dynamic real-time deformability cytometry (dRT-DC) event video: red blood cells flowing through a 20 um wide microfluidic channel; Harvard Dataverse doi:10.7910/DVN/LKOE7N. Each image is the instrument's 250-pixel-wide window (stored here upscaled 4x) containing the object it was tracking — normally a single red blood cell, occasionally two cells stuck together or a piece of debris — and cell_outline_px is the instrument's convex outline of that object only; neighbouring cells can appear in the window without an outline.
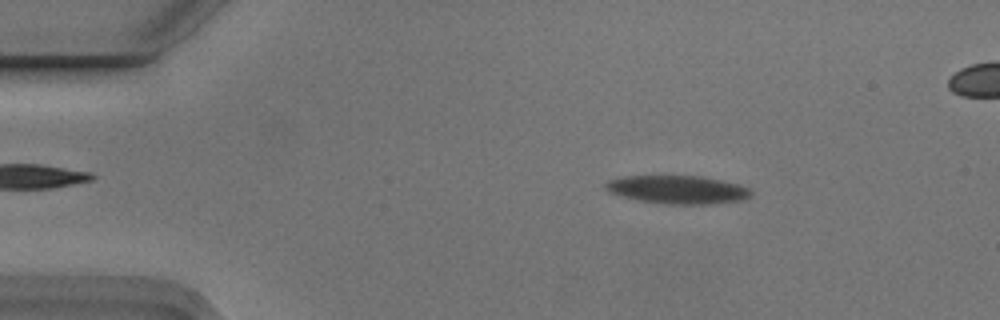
{"species": "Egyptian fruit bat (a non-hibernating species)", "species_latin": "Rousettus aegyptiacus", "temperature_condition": "cold", "stored_images_in_passage": 4, "camera_frame_rate_fps": 3000, "um_per_image_px": 0.085, "animal": {"sex": "male"}, "frame": {"image": 1, "passage_image": 1, "time_ms": 0.0, "image_size_px": [1000, 320], "cell_outline_px": [[752, 192], [748, 196], [740, 200], [704, 204], [668, 204], [640, 200], [620, 196], [608, 192], [604, 188], [604, 184], [608, 180], [620, 176], [700, 176], [720, 180], [736, 184], [748, 188]], "centroid_in_image_um": [57.5, 16.11], "position_along_channel_um": 27.5, "area_um2": 23.64}}
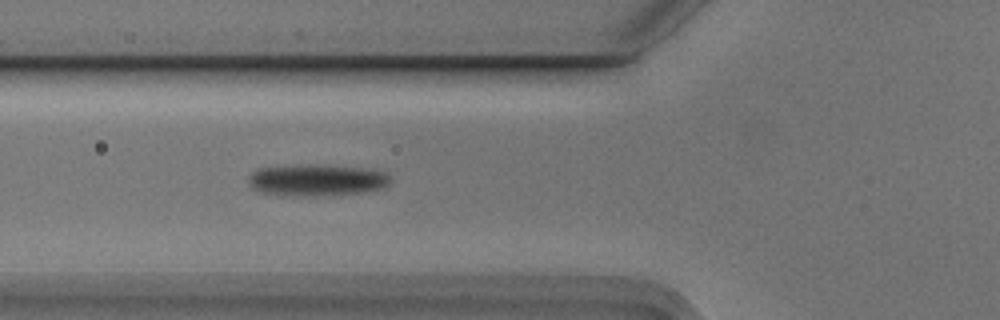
{"frame": {"image": 2, "passage_image": 4, "time_ms": 1.0, "image_size_px": [1000, 320], "cell_outline_px": [[392, 180], [384, 188], [368, 192], [316, 196], [304, 196], [260, 192], [252, 188], [248, 184], [248, 176], [256, 168], [312, 164], [324, 164], [360, 168], [388, 172]], "centroid_in_image_um": [26.96, 15.3], "position_along_channel_um": 98.8, "area_um2": 26.53}}